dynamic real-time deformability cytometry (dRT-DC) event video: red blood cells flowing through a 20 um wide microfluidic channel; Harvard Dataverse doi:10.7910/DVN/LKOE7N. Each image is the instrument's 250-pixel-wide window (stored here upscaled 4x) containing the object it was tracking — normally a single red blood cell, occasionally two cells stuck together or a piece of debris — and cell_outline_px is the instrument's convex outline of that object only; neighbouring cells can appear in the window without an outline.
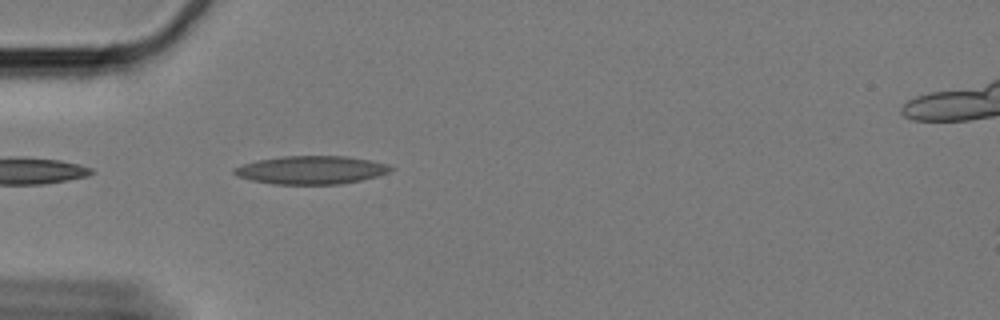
{"species": "Egyptian fruit bat (a non-hibernating species)", "species_latin": "Rousettus aegyptiacus", "temperature_condition": "cold", "stored_images_in_passage": 18, "camera_frame_rate_fps": 3000, "um_per_image_px": 0.085, "animal": {"sex": "female"}, "frame": {"image": 1, "passage_image": 1, "time_ms": 0.0, "image_size_px": [1000, 320], "cell_outline_px": [[396, 168], [388, 172], [376, 176], [360, 180], [340, 184], [272, 184], [252, 180], [236, 176], [232, 172], [232, 168], [256, 160], [284, 156], [348, 156], [388, 164]], "centroid_in_image_um": [26.43, 14.44], "position_along_channel_um": 58.6, "area_um2": 25.72}}
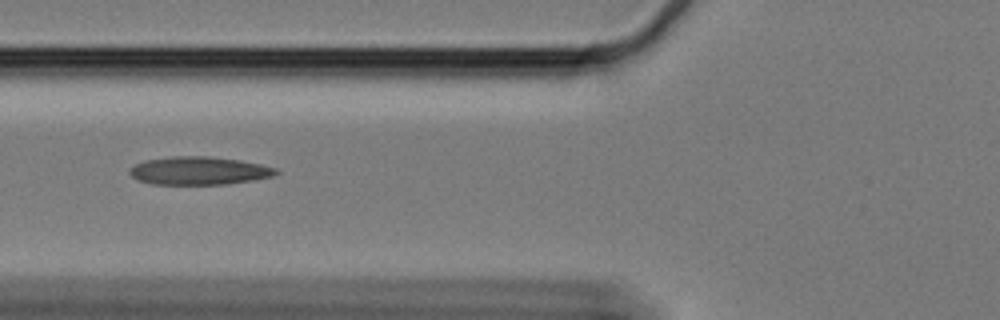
{"frame": {"image": 2, "passage_image": 6, "time_ms": 1.667, "image_size_px": [1000, 320], "cell_outline_px": [[280, 172], [272, 176], [252, 180], [224, 184], [152, 184], [140, 180], [132, 176], [128, 172], [128, 168], [144, 160], [172, 156], [208, 156], [240, 160], [260, 164], [276, 168]], "centroid_in_image_um": [16.89, 14.5], "position_along_channel_um": 108.9, "area_um2": 23.87}}
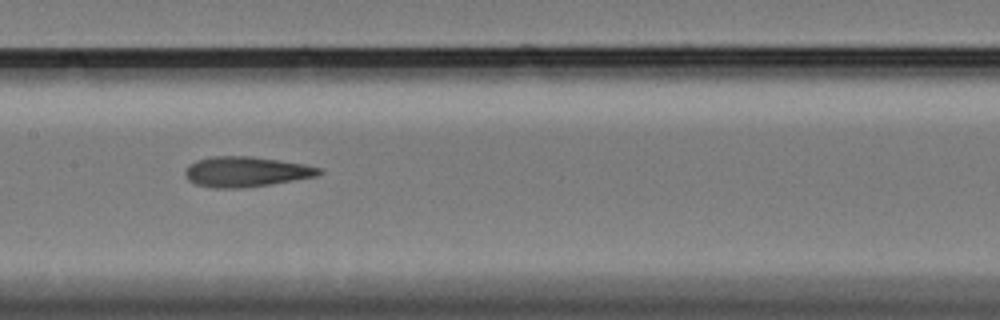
{"frame": {"image": 3, "passage_image": 13, "time_ms": 4.0, "image_size_px": [1000, 320], "cell_outline_px": [[324, 172], [316, 176], [268, 184], [240, 188], [216, 188], [196, 184], [188, 180], [184, 172], [196, 160], [212, 156], [252, 156], [280, 160], [304, 164], [324, 168]], "centroid_in_image_um": [20.94, 14.58], "position_along_channel_um": 186.5, "area_um2": 23.41}}